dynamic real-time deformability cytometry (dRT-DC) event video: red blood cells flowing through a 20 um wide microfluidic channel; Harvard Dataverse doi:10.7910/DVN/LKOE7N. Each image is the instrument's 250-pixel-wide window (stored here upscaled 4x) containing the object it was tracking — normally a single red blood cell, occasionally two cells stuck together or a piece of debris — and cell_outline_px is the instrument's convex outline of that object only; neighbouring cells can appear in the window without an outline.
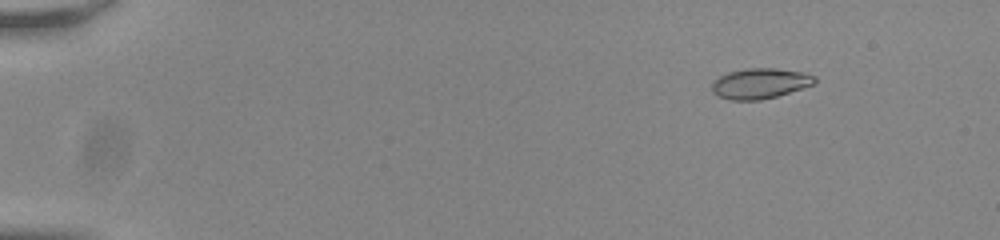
{"species": "common noctule bat (a hibernating species)", "species_latin": "Nyctalus noctula", "temperature_condition": "room temperature", "stored_images_in_passage": 52, "camera_frame_rate_fps": 3000, "um_per_image_px": 0.085, "animal": {"sex": "male", "body_mass_g": 20.0, "forearm_length_mm": 53.3}, "frame": {"image": 1, "passage_image": 8, "time_ms": 2.333, "image_size_px": [1000, 240], "cell_outline_px": [[816, 84], [776, 96], [760, 100], [728, 100], [712, 92], [712, 80], [728, 72], [748, 68], [776, 68], [804, 72], [816, 76]], "centroid_in_image_um": [64.61, 7.08], "position_along_channel_um": 20.4, "area_um2": 18.32}}
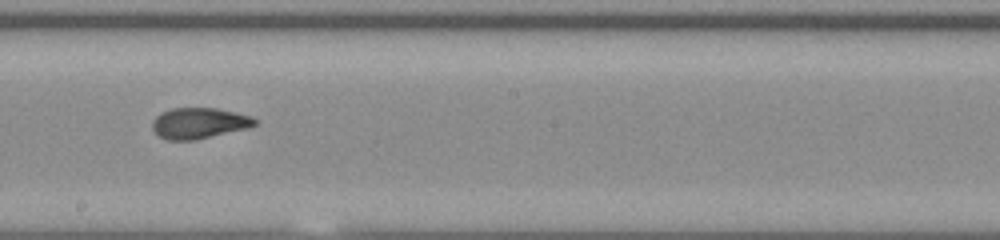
{"frame": {"image": 2, "passage_image": 34, "time_ms": 11.0, "image_size_px": [1000, 240], "cell_outline_px": [[256, 124], [248, 128], [196, 140], [168, 140], [160, 136], [152, 128], [152, 120], [160, 112], [172, 108], [216, 108], [236, 112], [252, 116], [256, 120]], "centroid_in_image_um": [16.91, 10.46], "position_along_channel_um": 231.3, "area_um2": 18.5}}
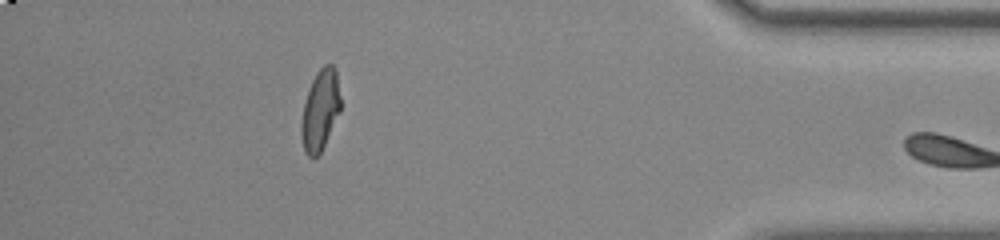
{"frame": {"image": 3, "passage_image": 51, "time_ms": 16.667, "image_size_px": [1000, 240], "cell_outline_px": [[340, 112], [320, 152], [312, 160], [304, 152], [300, 136], [300, 124], [304, 104], [312, 80], [316, 72], [324, 64], [332, 64], [336, 68], [340, 96]], "centroid_in_image_um": [27.2, 9.37], "position_along_channel_um": 408.0, "area_um2": 18.55}}